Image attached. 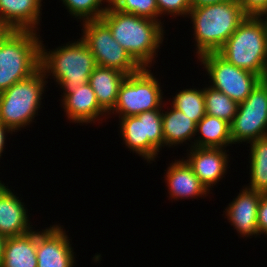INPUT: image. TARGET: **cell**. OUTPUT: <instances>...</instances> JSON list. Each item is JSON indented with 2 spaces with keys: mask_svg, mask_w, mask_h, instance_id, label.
Here are the masks:
<instances>
[{
  "mask_svg": "<svg viewBox=\"0 0 267 267\" xmlns=\"http://www.w3.org/2000/svg\"><path fill=\"white\" fill-rule=\"evenodd\" d=\"M100 19L109 27L113 38L142 68H154L164 35H167L165 26L159 21L121 12L110 3Z\"/></svg>",
  "mask_w": 267,
  "mask_h": 267,
  "instance_id": "obj_1",
  "label": "cell"
},
{
  "mask_svg": "<svg viewBox=\"0 0 267 267\" xmlns=\"http://www.w3.org/2000/svg\"><path fill=\"white\" fill-rule=\"evenodd\" d=\"M247 16L238 0L192 7L187 18L192 24L194 56L217 53Z\"/></svg>",
  "mask_w": 267,
  "mask_h": 267,
  "instance_id": "obj_2",
  "label": "cell"
},
{
  "mask_svg": "<svg viewBox=\"0 0 267 267\" xmlns=\"http://www.w3.org/2000/svg\"><path fill=\"white\" fill-rule=\"evenodd\" d=\"M41 37V61L40 68L46 78L57 84L63 93L61 97L75 89L79 85H85L89 81L92 71L97 64L86 43L79 37L56 48H46Z\"/></svg>",
  "mask_w": 267,
  "mask_h": 267,
  "instance_id": "obj_3",
  "label": "cell"
},
{
  "mask_svg": "<svg viewBox=\"0 0 267 267\" xmlns=\"http://www.w3.org/2000/svg\"><path fill=\"white\" fill-rule=\"evenodd\" d=\"M228 63L267 79V30L259 16L248 15L217 52Z\"/></svg>",
  "mask_w": 267,
  "mask_h": 267,
  "instance_id": "obj_4",
  "label": "cell"
},
{
  "mask_svg": "<svg viewBox=\"0 0 267 267\" xmlns=\"http://www.w3.org/2000/svg\"><path fill=\"white\" fill-rule=\"evenodd\" d=\"M48 81L40 68L32 76L16 82L0 93V122L14 133L31 127L33 122L36 123L35 118L43 108V94L48 87Z\"/></svg>",
  "mask_w": 267,
  "mask_h": 267,
  "instance_id": "obj_5",
  "label": "cell"
},
{
  "mask_svg": "<svg viewBox=\"0 0 267 267\" xmlns=\"http://www.w3.org/2000/svg\"><path fill=\"white\" fill-rule=\"evenodd\" d=\"M40 61V32L14 30L0 48V93L36 73Z\"/></svg>",
  "mask_w": 267,
  "mask_h": 267,
  "instance_id": "obj_6",
  "label": "cell"
},
{
  "mask_svg": "<svg viewBox=\"0 0 267 267\" xmlns=\"http://www.w3.org/2000/svg\"><path fill=\"white\" fill-rule=\"evenodd\" d=\"M151 68H142L135 74L128 75L121 84L114 109L108 114L115 118L136 116L142 112L162 110L166 100L161 89L160 75L156 77ZM155 75V76H154ZM164 96V97H163ZM115 115V116H114Z\"/></svg>",
  "mask_w": 267,
  "mask_h": 267,
  "instance_id": "obj_7",
  "label": "cell"
},
{
  "mask_svg": "<svg viewBox=\"0 0 267 267\" xmlns=\"http://www.w3.org/2000/svg\"><path fill=\"white\" fill-rule=\"evenodd\" d=\"M119 137L130 153L146 163L156 162L164 149L162 110L142 112L136 116L118 118ZM163 148V149H162Z\"/></svg>",
  "mask_w": 267,
  "mask_h": 267,
  "instance_id": "obj_8",
  "label": "cell"
},
{
  "mask_svg": "<svg viewBox=\"0 0 267 267\" xmlns=\"http://www.w3.org/2000/svg\"><path fill=\"white\" fill-rule=\"evenodd\" d=\"M80 26V38L88 46L97 65L113 68L127 75L135 74L142 69L113 38L109 27L101 19L85 21Z\"/></svg>",
  "mask_w": 267,
  "mask_h": 267,
  "instance_id": "obj_9",
  "label": "cell"
},
{
  "mask_svg": "<svg viewBox=\"0 0 267 267\" xmlns=\"http://www.w3.org/2000/svg\"><path fill=\"white\" fill-rule=\"evenodd\" d=\"M196 60L210 79L208 85L238 104L245 101L261 80L258 75L228 63L218 53H206Z\"/></svg>",
  "mask_w": 267,
  "mask_h": 267,
  "instance_id": "obj_10",
  "label": "cell"
},
{
  "mask_svg": "<svg viewBox=\"0 0 267 267\" xmlns=\"http://www.w3.org/2000/svg\"><path fill=\"white\" fill-rule=\"evenodd\" d=\"M230 135L232 144L239 145L267 136V79H261L245 101L238 104Z\"/></svg>",
  "mask_w": 267,
  "mask_h": 267,
  "instance_id": "obj_11",
  "label": "cell"
},
{
  "mask_svg": "<svg viewBox=\"0 0 267 267\" xmlns=\"http://www.w3.org/2000/svg\"><path fill=\"white\" fill-rule=\"evenodd\" d=\"M69 236L60 223L36 229L37 267H75L77 255Z\"/></svg>",
  "mask_w": 267,
  "mask_h": 267,
  "instance_id": "obj_12",
  "label": "cell"
},
{
  "mask_svg": "<svg viewBox=\"0 0 267 267\" xmlns=\"http://www.w3.org/2000/svg\"><path fill=\"white\" fill-rule=\"evenodd\" d=\"M186 151L187 153L182 158H186L184 160L192 168L200 182L213 194L214 189L212 188L219 184L220 180L222 182L225 179L231 165L229 149L192 147Z\"/></svg>",
  "mask_w": 267,
  "mask_h": 267,
  "instance_id": "obj_13",
  "label": "cell"
},
{
  "mask_svg": "<svg viewBox=\"0 0 267 267\" xmlns=\"http://www.w3.org/2000/svg\"><path fill=\"white\" fill-rule=\"evenodd\" d=\"M239 193V194H238ZM236 197L225 207L223 214L233 226L238 237L257 238L260 236L257 227V210L262 193L242 186ZM255 236V237H254Z\"/></svg>",
  "mask_w": 267,
  "mask_h": 267,
  "instance_id": "obj_14",
  "label": "cell"
},
{
  "mask_svg": "<svg viewBox=\"0 0 267 267\" xmlns=\"http://www.w3.org/2000/svg\"><path fill=\"white\" fill-rule=\"evenodd\" d=\"M60 99L66 120L70 123L87 126L97 124L96 122L102 124L108 120V114L99 106L89 83L79 85L77 89L64 94Z\"/></svg>",
  "mask_w": 267,
  "mask_h": 267,
  "instance_id": "obj_15",
  "label": "cell"
},
{
  "mask_svg": "<svg viewBox=\"0 0 267 267\" xmlns=\"http://www.w3.org/2000/svg\"><path fill=\"white\" fill-rule=\"evenodd\" d=\"M177 159V160H176ZM174 158L164 172V181L167 185V198L170 201L210 198V193L200 182L192 168L184 158Z\"/></svg>",
  "mask_w": 267,
  "mask_h": 267,
  "instance_id": "obj_16",
  "label": "cell"
},
{
  "mask_svg": "<svg viewBox=\"0 0 267 267\" xmlns=\"http://www.w3.org/2000/svg\"><path fill=\"white\" fill-rule=\"evenodd\" d=\"M8 187V183L0 187V235L5 238L21 236L36 229L23 198Z\"/></svg>",
  "mask_w": 267,
  "mask_h": 267,
  "instance_id": "obj_17",
  "label": "cell"
},
{
  "mask_svg": "<svg viewBox=\"0 0 267 267\" xmlns=\"http://www.w3.org/2000/svg\"><path fill=\"white\" fill-rule=\"evenodd\" d=\"M43 0H0V26L40 31Z\"/></svg>",
  "mask_w": 267,
  "mask_h": 267,
  "instance_id": "obj_18",
  "label": "cell"
},
{
  "mask_svg": "<svg viewBox=\"0 0 267 267\" xmlns=\"http://www.w3.org/2000/svg\"><path fill=\"white\" fill-rule=\"evenodd\" d=\"M162 127L165 149L178 148L185 144L187 149L194 147L197 124L181 111L169 106L168 101L162 106Z\"/></svg>",
  "mask_w": 267,
  "mask_h": 267,
  "instance_id": "obj_19",
  "label": "cell"
},
{
  "mask_svg": "<svg viewBox=\"0 0 267 267\" xmlns=\"http://www.w3.org/2000/svg\"><path fill=\"white\" fill-rule=\"evenodd\" d=\"M128 75L116 69L97 65L88 83L95 92L99 106L109 114L117 101L121 84Z\"/></svg>",
  "mask_w": 267,
  "mask_h": 267,
  "instance_id": "obj_20",
  "label": "cell"
},
{
  "mask_svg": "<svg viewBox=\"0 0 267 267\" xmlns=\"http://www.w3.org/2000/svg\"><path fill=\"white\" fill-rule=\"evenodd\" d=\"M1 267H37L36 230L6 238Z\"/></svg>",
  "mask_w": 267,
  "mask_h": 267,
  "instance_id": "obj_21",
  "label": "cell"
},
{
  "mask_svg": "<svg viewBox=\"0 0 267 267\" xmlns=\"http://www.w3.org/2000/svg\"><path fill=\"white\" fill-rule=\"evenodd\" d=\"M230 124L215 116L205 115L196 127L194 147L227 149L232 147Z\"/></svg>",
  "mask_w": 267,
  "mask_h": 267,
  "instance_id": "obj_22",
  "label": "cell"
},
{
  "mask_svg": "<svg viewBox=\"0 0 267 267\" xmlns=\"http://www.w3.org/2000/svg\"><path fill=\"white\" fill-rule=\"evenodd\" d=\"M249 183L245 187L267 194V136L249 143Z\"/></svg>",
  "mask_w": 267,
  "mask_h": 267,
  "instance_id": "obj_23",
  "label": "cell"
},
{
  "mask_svg": "<svg viewBox=\"0 0 267 267\" xmlns=\"http://www.w3.org/2000/svg\"><path fill=\"white\" fill-rule=\"evenodd\" d=\"M192 87L177 90L178 92L175 93V96H172L173 98H167L170 106L181 111L197 124L206 115L205 98L203 86L202 88Z\"/></svg>",
  "mask_w": 267,
  "mask_h": 267,
  "instance_id": "obj_24",
  "label": "cell"
},
{
  "mask_svg": "<svg viewBox=\"0 0 267 267\" xmlns=\"http://www.w3.org/2000/svg\"><path fill=\"white\" fill-rule=\"evenodd\" d=\"M203 94L206 115L215 116L231 124L237 113L238 103L207 83L203 87Z\"/></svg>",
  "mask_w": 267,
  "mask_h": 267,
  "instance_id": "obj_25",
  "label": "cell"
},
{
  "mask_svg": "<svg viewBox=\"0 0 267 267\" xmlns=\"http://www.w3.org/2000/svg\"><path fill=\"white\" fill-rule=\"evenodd\" d=\"M65 6L70 17L80 23L97 20L106 12L110 0H59ZM79 19V20H78Z\"/></svg>",
  "mask_w": 267,
  "mask_h": 267,
  "instance_id": "obj_26",
  "label": "cell"
},
{
  "mask_svg": "<svg viewBox=\"0 0 267 267\" xmlns=\"http://www.w3.org/2000/svg\"><path fill=\"white\" fill-rule=\"evenodd\" d=\"M110 4L121 12L159 21L156 0H110Z\"/></svg>",
  "mask_w": 267,
  "mask_h": 267,
  "instance_id": "obj_27",
  "label": "cell"
},
{
  "mask_svg": "<svg viewBox=\"0 0 267 267\" xmlns=\"http://www.w3.org/2000/svg\"><path fill=\"white\" fill-rule=\"evenodd\" d=\"M159 9V22L164 26L166 18H185L192 8L191 0H156ZM173 17V18H172ZM164 18V21L162 19Z\"/></svg>",
  "mask_w": 267,
  "mask_h": 267,
  "instance_id": "obj_28",
  "label": "cell"
},
{
  "mask_svg": "<svg viewBox=\"0 0 267 267\" xmlns=\"http://www.w3.org/2000/svg\"><path fill=\"white\" fill-rule=\"evenodd\" d=\"M258 232L267 238V194H262L257 210Z\"/></svg>",
  "mask_w": 267,
  "mask_h": 267,
  "instance_id": "obj_29",
  "label": "cell"
},
{
  "mask_svg": "<svg viewBox=\"0 0 267 267\" xmlns=\"http://www.w3.org/2000/svg\"><path fill=\"white\" fill-rule=\"evenodd\" d=\"M238 2L248 15L259 16L267 9V0H238Z\"/></svg>",
  "mask_w": 267,
  "mask_h": 267,
  "instance_id": "obj_30",
  "label": "cell"
},
{
  "mask_svg": "<svg viewBox=\"0 0 267 267\" xmlns=\"http://www.w3.org/2000/svg\"><path fill=\"white\" fill-rule=\"evenodd\" d=\"M9 134V135H8ZM14 133L11 129H9L7 126H4L1 122H0V159H2V155L4 152V150H6V145L7 144V138L8 136H13Z\"/></svg>",
  "mask_w": 267,
  "mask_h": 267,
  "instance_id": "obj_31",
  "label": "cell"
},
{
  "mask_svg": "<svg viewBox=\"0 0 267 267\" xmlns=\"http://www.w3.org/2000/svg\"><path fill=\"white\" fill-rule=\"evenodd\" d=\"M228 0H191L192 7H200L204 5L222 3Z\"/></svg>",
  "mask_w": 267,
  "mask_h": 267,
  "instance_id": "obj_32",
  "label": "cell"
},
{
  "mask_svg": "<svg viewBox=\"0 0 267 267\" xmlns=\"http://www.w3.org/2000/svg\"><path fill=\"white\" fill-rule=\"evenodd\" d=\"M14 30L8 27L0 26V48L3 41L13 32Z\"/></svg>",
  "mask_w": 267,
  "mask_h": 267,
  "instance_id": "obj_33",
  "label": "cell"
},
{
  "mask_svg": "<svg viewBox=\"0 0 267 267\" xmlns=\"http://www.w3.org/2000/svg\"><path fill=\"white\" fill-rule=\"evenodd\" d=\"M6 238L0 235V267L3 260V248Z\"/></svg>",
  "mask_w": 267,
  "mask_h": 267,
  "instance_id": "obj_34",
  "label": "cell"
},
{
  "mask_svg": "<svg viewBox=\"0 0 267 267\" xmlns=\"http://www.w3.org/2000/svg\"><path fill=\"white\" fill-rule=\"evenodd\" d=\"M259 17L264 21L266 30H267V9L265 11H263Z\"/></svg>",
  "mask_w": 267,
  "mask_h": 267,
  "instance_id": "obj_35",
  "label": "cell"
},
{
  "mask_svg": "<svg viewBox=\"0 0 267 267\" xmlns=\"http://www.w3.org/2000/svg\"><path fill=\"white\" fill-rule=\"evenodd\" d=\"M1 181H2V180H0V187L4 184V182H3V181L1 182Z\"/></svg>",
  "mask_w": 267,
  "mask_h": 267,
  "instance_id": "obj_36",
  "label": "cell"
}]
</instances>
